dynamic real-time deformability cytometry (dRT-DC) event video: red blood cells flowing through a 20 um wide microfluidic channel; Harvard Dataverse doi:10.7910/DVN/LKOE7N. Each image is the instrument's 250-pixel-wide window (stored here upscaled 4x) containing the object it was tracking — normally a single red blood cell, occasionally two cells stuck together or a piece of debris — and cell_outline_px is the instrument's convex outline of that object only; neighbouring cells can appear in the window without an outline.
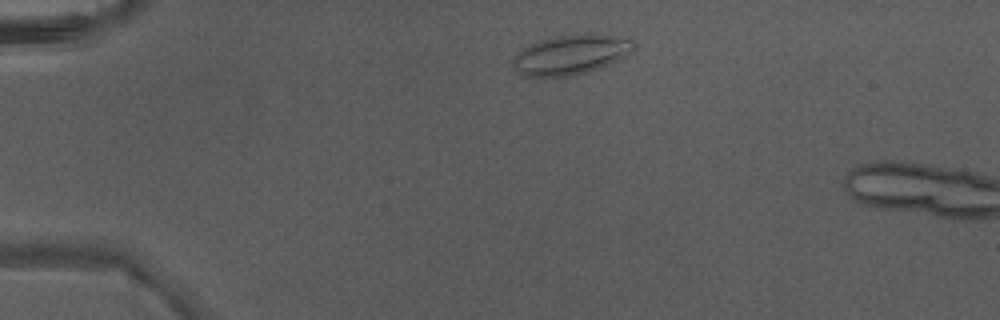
{"species": "Egyptian fruit bat (a non-hibernating species)", "species_latin": "Rousettus aegyptiacus", "temperature_condition": "warm", "stored_images_in_passage": 2, "camera_frame_rate_fps": 3000, "um_per_image_px": 0.085, "animal": {"sex": "male"}, "frame": {"image": 1, "passage_image": 1, "time_ms": 0.0, "image_size_px": [1000, 320], "cell_outline_px": [[636, 48], [632, 52], [600, 68], [588, 72], [568, 76], [544, 80], [524, 76], [516, 72], [512, 68], [512, 60], [528, 44], [540, 40], [556, 36], [576, 32], [588, 32], [632, 36], [636, 44]], "centroid_in_image_um": [48.55, 4.63], "position_along_channel_um": 36.4, "area_um2": 29.48}}